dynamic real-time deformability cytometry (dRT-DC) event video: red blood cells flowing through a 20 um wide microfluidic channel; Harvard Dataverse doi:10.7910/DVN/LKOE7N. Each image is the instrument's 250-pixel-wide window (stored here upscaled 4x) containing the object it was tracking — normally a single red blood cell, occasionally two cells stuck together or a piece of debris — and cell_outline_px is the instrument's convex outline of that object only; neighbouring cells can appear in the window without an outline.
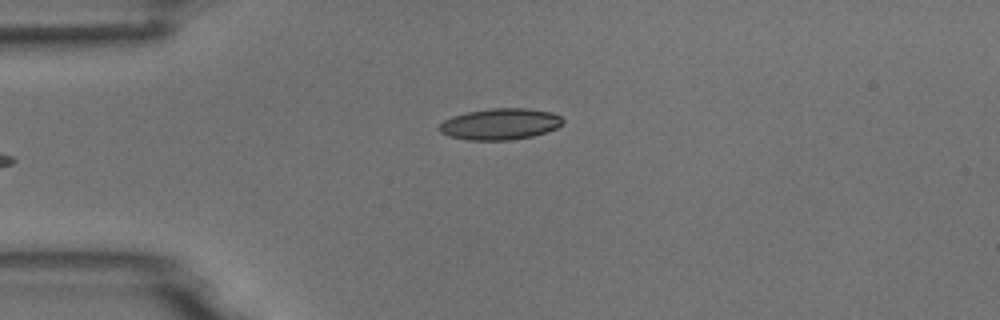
{"species": "common noctule bat (a hibernating species)", "species_latin": "Nyctalus noctula", "temperature_condition": "room temperature", "stored_images_in_passage": 5, "camera_frame_rate_fps": 3000, "um_per_image_px": 0.085, "animal": {"sex": "male", "body_mass_g": 18.8}, "frame": {"image": 1, "passage_image": 5, "time_ms": 1.333, "image_size_px": [1000, 320], "cell_outline_px": [[564, 120], [556, 128], [532, 136], [512, 140], [468, 140], [448, 136], [440, 132], [440, 124], [444, 120], [452, 116], [468, 112], [492, 108], [524, 108], [552, 112], [560, 116]], "centroid_in_image_um": [42.5, 10.54], "position_along_channel_um": 42.5, "area_um2": 22.37}}